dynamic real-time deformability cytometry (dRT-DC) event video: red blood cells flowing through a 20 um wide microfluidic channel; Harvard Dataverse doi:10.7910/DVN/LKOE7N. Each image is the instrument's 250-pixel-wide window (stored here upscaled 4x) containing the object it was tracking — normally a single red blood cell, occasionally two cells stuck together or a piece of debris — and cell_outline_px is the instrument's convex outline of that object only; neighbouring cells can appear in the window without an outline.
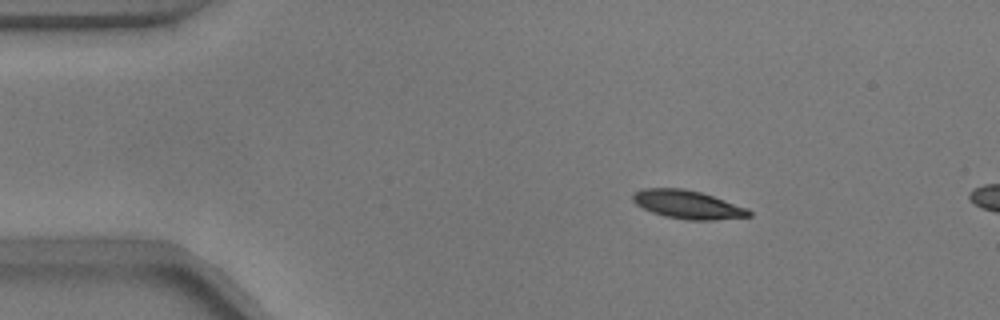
{"species": "common noctule bat (a hibernating species)", "species_latin": "Nyctalus noctula", "temperature_condition": "warm", "stored_images_in_passage": 13, "camera_frame_rate_fps": 3000, "um_per_image_px": 0.085, "animal": {"sex": "male", "body_mass_g": 17.9}, "frame": {"image": 1, "passage_image": 8, "time_ms": 2.333, "image_size_px": [1000, 320], "cell_outline_px": [[752, 216], [712, 220], [688, 220], [664, 216], [652, 212], [636, 204], [632, 200], [632, 196], [636, 192], [644, 188], [684, 188], [700, 192], [748, 208], [752, 212]], "centroid_in_image_um": [58.46, 17.39], "position_along_channel_um": 26.5, "area_um2": 19.07}}